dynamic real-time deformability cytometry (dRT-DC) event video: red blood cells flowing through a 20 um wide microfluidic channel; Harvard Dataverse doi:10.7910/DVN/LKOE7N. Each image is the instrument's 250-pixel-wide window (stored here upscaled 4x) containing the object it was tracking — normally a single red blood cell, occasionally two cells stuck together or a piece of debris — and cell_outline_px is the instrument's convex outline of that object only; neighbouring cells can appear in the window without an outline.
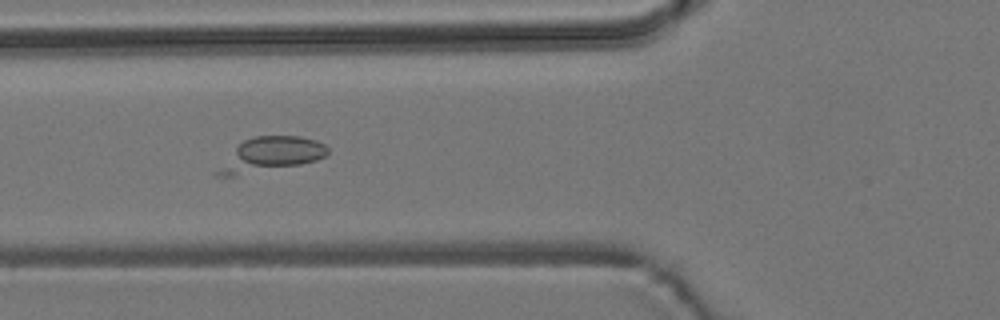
{"species": "common noctule bat (a hibernating species)", "species_latin": "Nyctalus noctula", "temperature_condition": "room temperature", "stored_images_in_passage": 36, "camera_frame_rate_fps": 3000, "um_per_image_px": 0.085, "animal": {"sex": "male", "body_mass_g": 19.2, "forearm_length_mm": 51.8}, "frame": {"image": 1, "passage_image": 19, "time_ms": 6.0, "image_size_px": [1000, 320], "cell_outline_px": [[328, 152], [324, 156], [316, 160], [300, 164], [232, 176], [216, 176], [212, 172], [244, 140], [252, 136], [300, 136], [316, 140], [324, 144], [328, 148]], "centroid_in_image_um": [22.97, 13.13], "position_along_channel_um": 102.8, "area_um2": 21.62}}
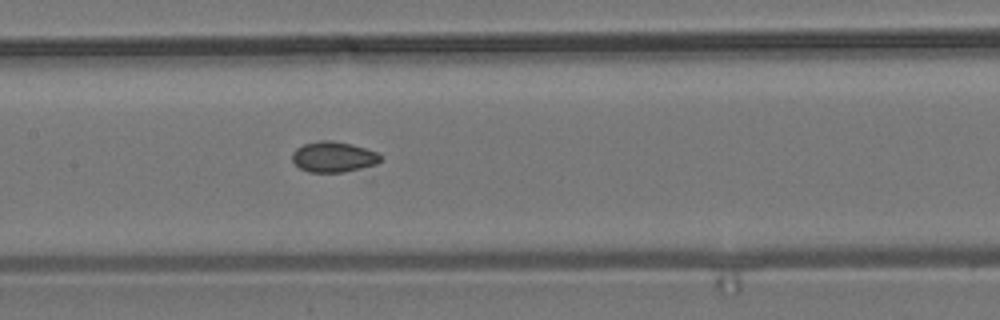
{"frame": {"image": 2, "passage_image": 25, "time_ms": 8.0, "image_size_px": [1000, 320], "cell_outline_px": [[380, 160], [376, 164], [360, 168], [340, 172], [308, 172], [300, 168], [292, 160], [292, 152], [296, 148], [304, 144], [324, 140], [328, 140], [352, 144], [376, 152], [380, 156]], "centroid_in_image_um": [28.3, 13.33], "position_along_channel_um": 179.1, "area_um2": 15.43}}
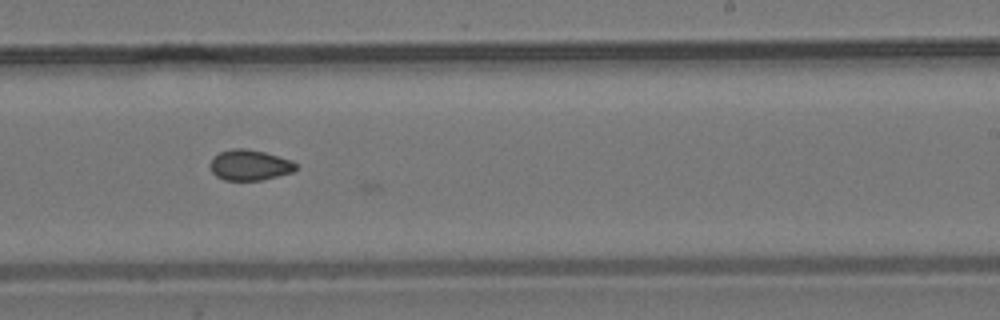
{"frame": {"image": 3, "passage_image": 32, "time_ms": 10.333, "image_size_px": [1000, 320], "cell_outline_px": [[296, 168], [292, 172], [260, 180], [224, 180], [216, 176], [212, 172], [208, 164], [212, 156], [220, 152], [232, 148], [244, 148], [264, 152], [292, 160], [296, 164]], "centroid_in_image_um": [21.16, 14.02], "position_along_channel_um": 267.8, "area_um2": 15.32}}